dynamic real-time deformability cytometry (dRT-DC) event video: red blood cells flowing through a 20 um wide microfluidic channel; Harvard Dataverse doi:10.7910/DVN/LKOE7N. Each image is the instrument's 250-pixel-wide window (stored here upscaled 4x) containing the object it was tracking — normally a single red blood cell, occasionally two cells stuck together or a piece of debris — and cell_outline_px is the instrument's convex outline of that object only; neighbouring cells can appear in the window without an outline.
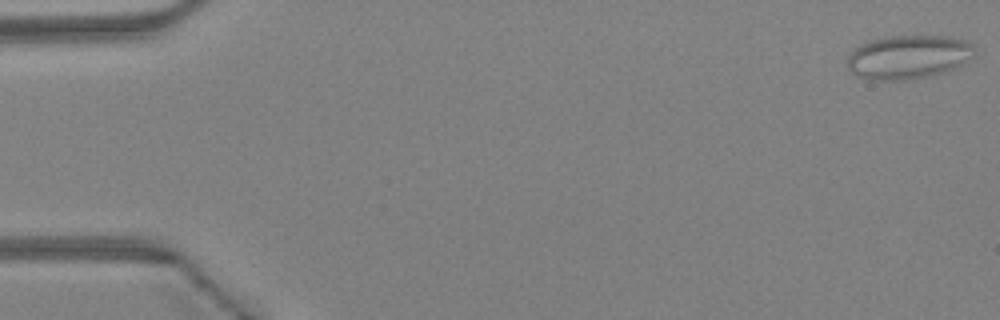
{"species": "Egyptian fruit bat (a non-hibernating species)", "species_latin": "Rousettus aegyptiacus", "temperature_condition": "warm", "stored_images_in_passage": 45, "camera_frame_rate_fps": 3000, "um_per_image_px": 0.085, "animal": {"sex": "female"}, "frame": {"image": 1, "passage_image": 1, "time_ms": 0.0, "image_size_px": [1000, 320], "cell_outline_px": [[976, 56], [964, 64], [956, 68], [944, 72], [928, 76], [904, 80], [864, 80], [856, 76], [848, 68], [848, 56], [860, 44], [868, 40], [884, 36], [944, 36], [964, 40], [972, 44]], "centroid_in_image_um": [77.21, 4.85], "position_along_channel_um": 7.8, "area_um2": 32.83}}
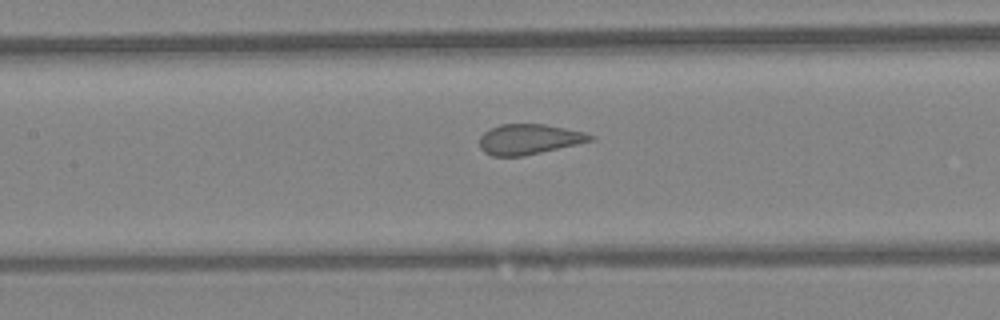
{"frame": {"image": 2, "passage_image": 21, "time_ms": 6.667, "image_size_px": [1000, 320], "cell_outline_px": [[596, 140], [524, 156], [492, 156], [484, 152], [480, 148], [480, 136], [484, 132], [500, 124], [544, 124], [584, 132], [596, 136]], "centroid_in_image_um": [44.99, 11.84], "position_along_channel_um": 162.4, "area_um2": 19.59}}
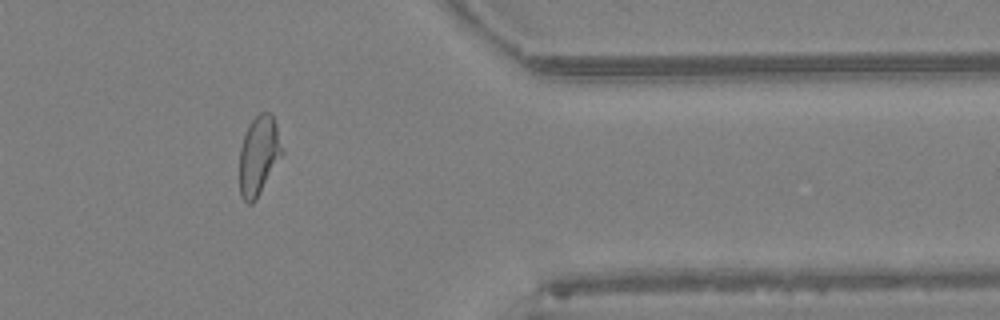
{"frame": {"image": 3, "passage_image": 37, "time_ms": 12.0, "image_size_px": [1000, 320], "cell_outline_px": [[284, 152], [256, 200], [252, 204], [248, 204], [240, 196], [240, 148], [248, 124], [260, 112], [272, 112], [276, 124]], "centroid_in_image_um": [22.0, 13.21], "position_along_channel_um": 389.4, "area_um2": 19.71}}